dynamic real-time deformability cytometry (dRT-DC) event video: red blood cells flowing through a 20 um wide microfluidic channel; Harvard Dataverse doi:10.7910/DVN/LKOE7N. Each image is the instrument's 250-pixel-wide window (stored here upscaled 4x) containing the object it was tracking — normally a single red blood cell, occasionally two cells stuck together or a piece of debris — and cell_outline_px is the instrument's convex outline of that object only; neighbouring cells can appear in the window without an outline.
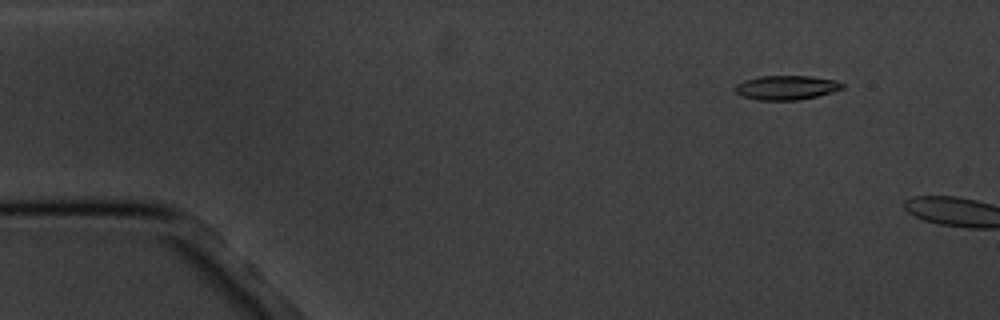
{"species": "common noctule bat (a hibernating species)", "species_latin": "Nyctalus noctula", "temperature_condition": "cold", "stored_images_in_passage": 2, "camera_frame_rate_fps": 3000, "um_per_image_px": 0.085, "animal": {"sex": "male", "body_mass_g": 20.1, "forearm_length_mm": 53.5}, "frame": {"image": 1, "passage_image": 1, "time_ms": 0.0, "image_size_px": [1000, 320], "cell_outline_px": [[844, 88], [832, 92], [816, 96], [796, 100], [756, 100], [740, 96], [736, 92], [736, 84], [744, 80], [760, 76], [812, 76], [836, 80], [844, 84]], "centroid_in_image_um": [66.84, 7.44], "position_along_channel_um": 18.2, "area_um2": 15.2}}